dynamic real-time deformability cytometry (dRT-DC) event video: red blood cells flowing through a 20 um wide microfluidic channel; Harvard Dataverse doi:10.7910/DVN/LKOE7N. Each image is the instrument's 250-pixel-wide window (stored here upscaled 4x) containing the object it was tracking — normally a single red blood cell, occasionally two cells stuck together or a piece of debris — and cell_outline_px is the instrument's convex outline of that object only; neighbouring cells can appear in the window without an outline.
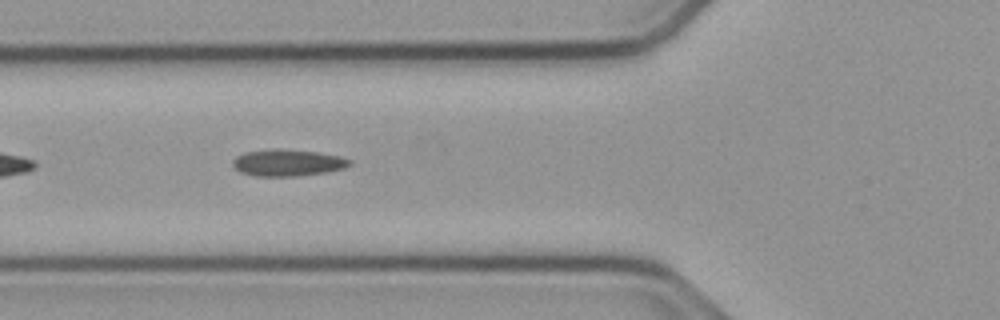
{"species": "common noctule bat (a hibernating species)", "species_latin": "Nyctalus noctula", "temperature_condition": "cold", "stored_images_in_passage": 35, "camera_frame_rate_fps": 3000, "um_per_image_px": 0.085, "animal": {"sex": "male", "body_mass_g": 23.1, "forearm_length_mm": 52.7}, "frame": {"image": 1, "passage_image": 6, "time_ms": 1.667, "image_size_px": [1000, 320], "cell_outline_px": [[352, 164], [344, 168], [328, 172], [296, 176], [256, 176], [240, 172], [232, 164], [232, 160], [236, 156], [244, 152], [316, 152], [340, 156], [352, 160]], "centroid_in_image_um": [24.5, 13.89], "position_along_channel_um": 101.3, "area_um2": 17.22}}
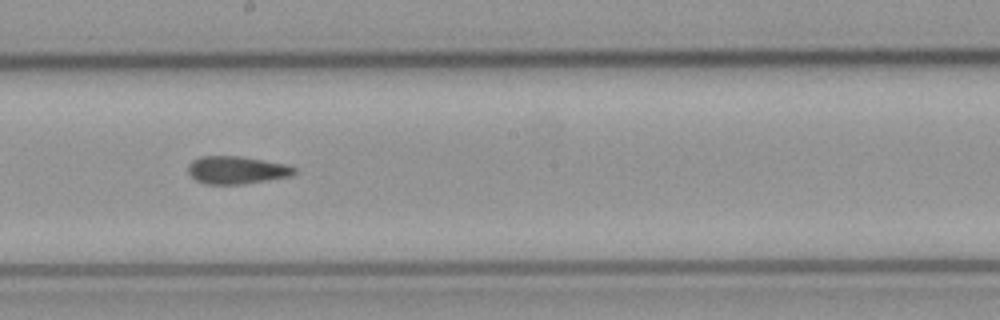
{"frame": {"image": 2, "passage_image": 16, "time_ms": 5.0, "image_size_px": [1000, 320], "cell_outline_px": [[296, 172], [292, 176], [244, 184], [204, 184], [196, 180], [188, 172], [188, 164], [192, 160], [200, 156], [240, 156], [284, 164], [296, 168]], "centroid_in_image_um": [20.09, 14.46], "position_along_channel_um": 228.1, "area_um2": 17.17}}
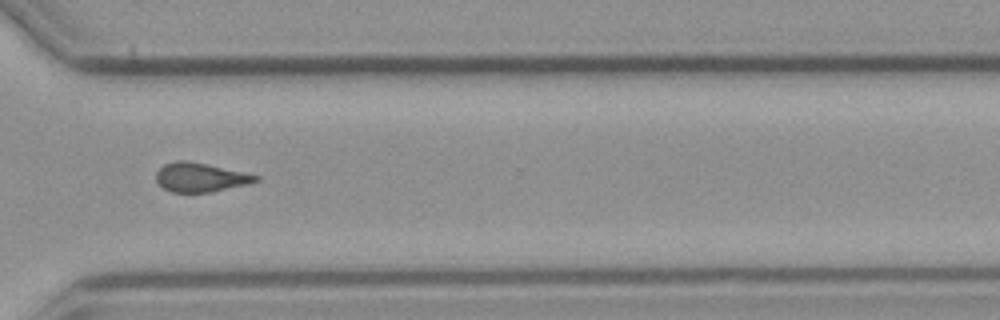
{"frame": {"image": 3, "passage_image": 26, "time_ms": 8.333, "image_size_px": [1000, 320], "cell_outline_px": [[260, 180], [248, 184], [212, 192], [172, 192], [164, 188], [156, 180], [156, 172], [164, 164], [176, 160], [184, 160], [204, 164], [260, 176]], "centroid_in_image_um": [17.02, 15.08], "position_along_channel_um": 353.6, "area_um2": 16.59}}